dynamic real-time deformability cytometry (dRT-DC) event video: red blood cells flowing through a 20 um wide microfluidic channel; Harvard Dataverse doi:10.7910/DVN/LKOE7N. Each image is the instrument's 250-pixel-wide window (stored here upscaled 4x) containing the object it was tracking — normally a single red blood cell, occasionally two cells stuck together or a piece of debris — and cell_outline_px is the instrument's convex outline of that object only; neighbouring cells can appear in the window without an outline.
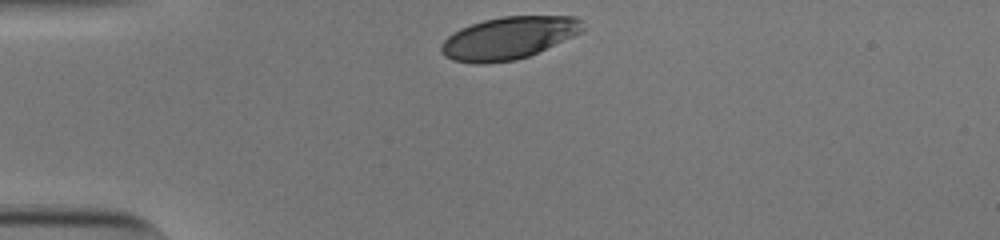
{"species": "human", "species_latin": "Homo sapiens", "temperature_condition": "cold", "stored_images_in_passage": 31, "camera_frame_rate_fps": 3000, "um_per_image_px": 0.085, "donor": {"sex": "male"}, "frame": {"image": 1, "passage_image": 1, "time_ms": 0.0, "image_size_px": [1000, 240], "cell_outline_px": [[584, 28], [580, 32], [572, 36], [528, 56], [516, 60], [484, 64], [476, 64], [452, 60], [444, 56], [440, 52], [440, 44], [452, 32], [460, 28], [484, 20], [500, 16], [576, 16], [584, 20]], "centroid_in_image_um": [43.19, 3.23], "position_along_channel_um": 41.8, "area_um2": 35.08}}
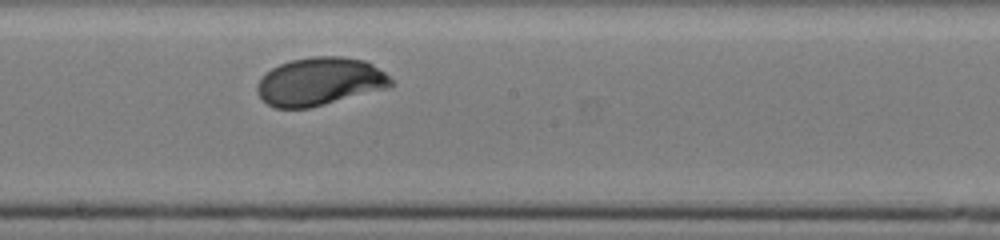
{"frame": {"image": 2, "passage_image": 18, "time_ms": 5.667, "image_size_px": [1000, 240], "cell_outline_px": [[396, 84], [388, 88], [308, 108], [276, 108], [268, 104], [256, 92], [256, 84], [260, 76], [272, 68], [280, 64], [292, 60], [312, 56], [340, 56], [364, 60], [372, 64], [384, 72]], "centroid_in_image_um": [27.17, 6.92], "position_along_channel_um": 221.0, "area_um2": 37.45}}
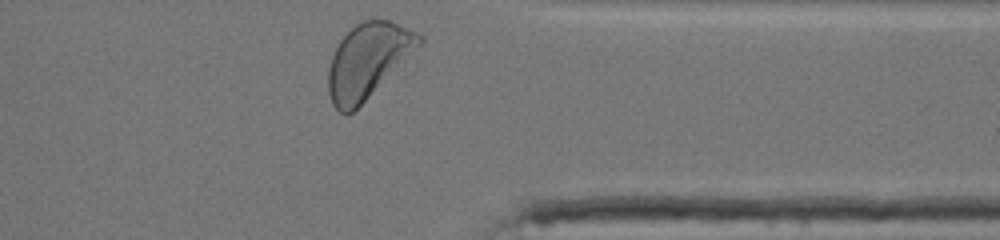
{"frame": {"image": 3, "passage_image": 31, "time_ms": 10.0, "image_size_px": [1000, 240], "cell_outline_px": [[424, 40], [404, 64], [352, 112], [340, 112], [332, 104], [328, 92], [328, 68], [332, 56], [340, 40], [356, 24], [364, 20], [388, 20], [416, 32], [424, 36]], "centroid_in_image_um": [31.28, 5.16], "position_along_channel_um": 380.1, "area_um2": 39.13}, "authors_computed_cell_mechanics": {"area_um2": 36.8764, "velocity_mm_per_s": 3.7886, "shape_relaxation_time_tau1_ms": 3.0352, "shape_relaxation_time_tau2_ms": null, "deformation_change_tau1": 0.1474, "deformation_change_tau2": null}}